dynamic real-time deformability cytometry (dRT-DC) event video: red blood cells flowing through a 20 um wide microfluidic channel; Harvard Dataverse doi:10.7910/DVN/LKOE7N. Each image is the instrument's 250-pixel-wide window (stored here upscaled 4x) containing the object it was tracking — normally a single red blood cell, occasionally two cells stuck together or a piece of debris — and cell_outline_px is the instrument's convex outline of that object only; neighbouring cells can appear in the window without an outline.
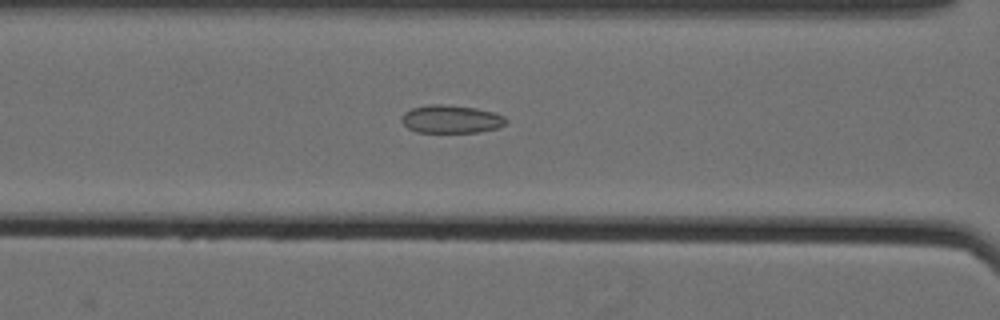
{"species": "Egyptian fruit bat (a non-hibernating species)", "species_latin": "Rousettus aegyptiacus", "temperature_condition": "cold", "stored_images_in_passage": 39, "camera_frame_rate_fps": 3000, "um_per_image_px": 0.085, "animal": {"sex": "female"}, "frame": {"image": 1, "passage_image": 13, "time_ms": 4.0, "image_size_px": [1000, 320], "cell_outline_px": [[508, 120], [504, 124], [496, 128], [480, 132], [416, 132], [408, 128], [400, 120], [400, 116], [404, 112], [412, 108], [428, 104], [440, 104], [476, 108], [492, 112], [504, 116]], "centroid_in_image_um": [38.3, 10.12], "position_along_channel_um": 128.3, "area_um2": 17.05}}
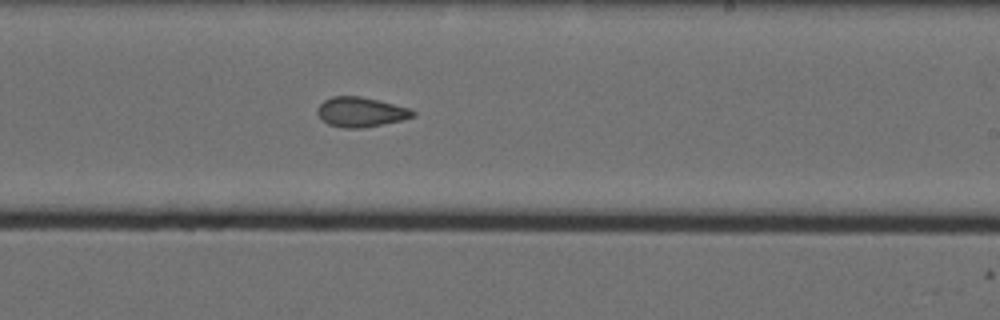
{"frame": {"image": 2, "passage_image": 24, "time_ms": 7.667, "image_size_px": [1000, 320], "cell_outline_px": [[416, 116], [400, 120], [360, 128], [344, 128], [328, 124], [316, 112], [320, 104], [324, 100], [332, 96], [360, 96], [412, 108], [416, 112]], "centroid_in_image_um": [30.69, 9.51], "position_along_channel_um": 258.3, "area_um2": 16.42}}
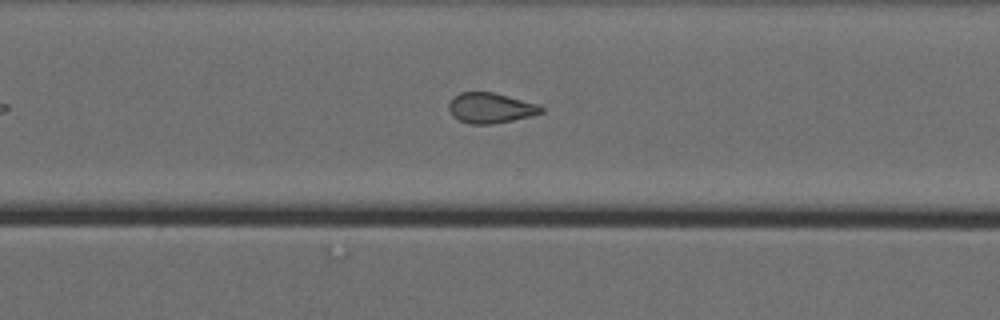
{"frame": {"image": 3, "passage_image": 30, "time_ms": 9.667, "image_size_px": [1000, 320], "cell_outline_px": [[544, 112], [532, 116], [492, 124], [468, 124], [452, 116], [448, 108], [448, 104], [460, 92], [492, 92], [540, 104], [544, 108]], "centroid_in_image_um": [41.73, 9.18], "position_along_channel_um": 328.9, "area_um2": 16.36}}